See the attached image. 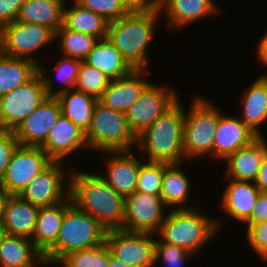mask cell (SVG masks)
Masks as SVG:
<instances>
[{"label":"cell","mask_w":267,"mask_h":267,"mask_svg":"<svg viewBox=\"0 0 267 267\" xmlns=\"http://www.w3.org/2000/svg\"><path fill=\"white\" fill-rule=\"evenodd\" d=\"M82 61L78 59L73 58H67V57H61L59 62L54 66V70L56 71L57 79L62 82L61 88H58V90H55L53 87V77H49V75H45L46 68L44 69V66L41 65V63L38 65V72L42 77L43 84L45 86V89L49 96L56 97L57 95L69 91L75 87L78 73H79V67L81 65Z\"/></svg>","instance_id":"cell-33"},{"label":"cell","mask_w":267,"mask_h":267,"mask_svg":"<svg viewBox=\"0 0 267 267\" xmlns=\"http://www.w3.org/2000/svg\"><path fill=\"white\" fill-rule=\"evenodd\" d=\"M131 9L143 7L150 0H123Z\"/></svg>","instance_id":"cell-47"},{"label":"cell","mask_w":267,"mask_h":267,"mask_svg":"<svg viewBox=\"0 0 267 267\" xmlns=\"http://www.w3.org/2000/svg\"><path fill=\"white\" fill-rule=\"evenodd\" d=\"M179 99L137 137V148L142 155L146 154L142 159L168 164L181 163L185 160L183 152L185 109Z\"/></svg>","instance_id":"cell-3"},{"label":"cell","mask_w":267,"mask_h":267,"mask_svg":"<svg viewBox=\"0 0 267 267\" xmlns=\"http://www.w3.org/2000/svg\"><path fill=\"white\" fill-rule=\"evenodd\" d=\"M66 0H26L16 21L34 23L56 33L63 26Z\"/></svg>","instance_id":"cell-27"},{"label":"cell","mask_w":267,"mask_h":267,"mask_svg":"<svg viewBox=\"0 0 267 267\" xmlns=\"http://www.w3.org/2000/svg\"><path fill=\"white\" fill-rule=\"evenodd\" d=\"M39 207L19 195H7L3 205L1 229L3 233L31 239Z\"/></svg>","instance_id":"cell-22"},{"label":"cell","mask_w":267,"mask_h":267,"mask_svg":"<svg viewBox=\"0 0 267 267\" xmlns=\"http://www.w3.org/2000/svg\"><path fill=\"white\" fill-rule=\"evenodd\" d=\"M26 0H0V29L17 20L20 9Z\"/></svg>","instance_id":"cell-42"},{"label":"cell","mask_w":267,"mask_h":267,"mask_svg":"<svg viewBox=\"0 0 267 267\" xmlns=\"http://www.w3.org/2000/svg\"><path fill=\"white\" fill-rule=\"evenodd\" d=\"M208 100L196 96L192 100L188 113L185 111L183 138L185 160L194 158L196 160V158L206 155L213 158L215 131L221 111L216 107L217 105Z\"/></svg>","instance_id":"cell-6"},{"label":"cell","mask_w":267,"mask_h":267,"mask_svg":"<svg viewBox=\"0 0 267 267\" xmlns=\"http://www.w3.org/2000/svg\"><path fill=\"white\" fill-rule=\"evenodd\" d=\"M194 255L182 247L165 243L158 238L155 241V264L160 262L165 267H183L190 256Z\"/></svg>","instance_id":"cell-39"},{"label":"cell","mask_w":267,"mask_h":267,"mask_svg":"<svg viewBox=\"0 0 267 267\" xmlns=\"http://www.w3.org/2000/svg\"><path fill=\"white\" fill-rule=\"evenodd\" d=\"M52 162L41 147L19 145L12 154L0 188L7 195H20Z\"/></svg>","instance_id":"cell-11"},{"label":"cell","mask_w":267,"mask_h":267,"mask_svg":"<svg viewBox=\"0 0 267 267\" xmlns=\"http://www.w3.org/2000/svg\"><path fill=\"white\" fill-rule=\"evenodd\" d=\"M149 70H133L125 77L111 80L98 101L105 107L125 113L150 84Z\"/></svg>","instance_id":"cell-19"},{"label":"cell","mask_w":267,"mask_h":267,"mask_svg":"<svg viewBox=\"0 0 267 267\" xmlns=\"http://www.w3.org/2000/svg\"><path fill=\"white\" fill-rule=\"evenodd\" d=\"M84 62L116 80L130 74L134 69L107 39L98 40Z\"/></svg>","instance_id":"cell-28"},{"label":"cell","mask_w":267,"mask_h":267,"mask_svg":"<svg viewBox=\"0 0 267 267\" xmlns=\"http://www.w3.org/2000/svg\"><path fill=\"white\" fill-rule=\"evenodd\" d=\"M71 1V7H64L63 25L69 30L94 36L98 40L106 38L109 22L99 14Z\"/></svg>","instance_id":"cell-31"},{"label":"cell","mask_w":267,"mask_h":267,"mask_svg":"<svg viewBox=\"0 0 267 267\" xmlns=\"http://www.w3.org/2000/svg\"><path fill=\"white\" fill-rule=\"evenodd\" d=\"M56 98L60 104L61 114L86 133L90 128L93 110L98 99L76 88L63 92Z\"/></svg>","instance_id":"cell-30"},{"label":"cell","mask_w":267,"mask_h":267,"mask_svg":"<svg viewBox=\"0 0 267 267\" xmlns=\"http://www.w3.org/2000/svg\"><path fill=\"white\" fill-rule=\"evenodd\" d=\"M254 184L260 190V192H267V155L262 161Z\"/></svg>","instance_id":"cell-44"},{"label":"cell","mask_w":267,"mask_h":267,"mask_svg":"<svg viewBox=\"0 0 267 267\" xmlns=\"http://www.w3.org/2000/svg\"><path fill=\"white\" fill-rule=\"evenodd\" d=\"M161 196L135 191L125 198L123 230L157 233L166 218Z\"/></svg>","instance_id":"cell-14"},{"label":"cell","mask_w":267,"mask_h":267,"mask_svg":"<svg viewBox=\"0 0 267 267\" xmlns=\"http://www.w3.org/2000/svg\"><path fill=\"white\" fill-rule=\"evenodd\" d=\"M61 114L56 97L48 96L15 130L21 146L41 147Z\"/></svg>","instance_id":"cell-15"},{"label":"cell","mask_w":267,"mask_h":267,"mask_svg":"<svg viewBox=\"0 0 267 267\" xmlns=\"http://www.w3.org/2000/svg\"><path fill=\"white\" fill-rule=\"evenodd\" d=\"M2 233H3V230H2L1 227H0V239H1V235H2Z\"/></svg>","instance_id":"cell-49"},{"label":"cell","mask_w":267,"mask_h":267,"mask_svg":"<svg viewBox=\"0 0 267 267\" xmlns=\"http://www.w3.org/2000/svg\"><path fill=\"white\" fill-rule=\"evenodd\" d=\"M248 88L241 98L243 109L239 118L253 134L263 137L260 129L267 122V77L260 75Z\"/></svg>","instance_id":"cell-25"},{"label":"cell","mask_w":267,"mask_h":267,"mask_svg":"<svg viewBox=\"0 0 267 267\" xmlns=\"http://www.w3.org/2000/svg\"><path fill=\"white\" fill-rule=\"evenodd\" d=\"M154 235L152 232L115 229L106 232L105 243L116 258L131 267H154Z\"/></svg>","instance_id":"cell-10"},{"label":"cell","mask_w":267,"mask_h":267,"mask_svg":"<svg viewBox=\"0 0 267 267\" xmlns=\"http://www.w3.org/2000/svg\"><path fill=\"white\" fill-rule=\"evenodd\" d=\"M78 5L89 9L108 22H113L126 15L131 8L123 0H73Z\"/></svg>","instance_id":"cell-38"},{"label":"cell","mask_w":267,"mask_h":267,"mask_svg":"<svg viewBox=\"0 0 267 267\" xmlns=\"http://www.w3.org/2000/svg\"><path fill=\"white\" fill-rule=\"evenodd\" d=\"M229 183L222 193L220 206L229 217L245 223L256 203L260 190L254 182L225 179Z\"/></svg>","instance_id":"cell-23"},{"label":"cell","mask_w":267,"mask_h":267,"mask_svg":"<svg viewBox=\"0 0 267 267\" xmlns=\"http://www.w3.org/2000/svg\"><path fill=\"white\" fill-rule=\"evenodd\" d=\"M62 167V162L53 161L28 184L19 196L39 208L65 201L70 196L71 172L66 173L67 171ZM64 181L67 183L65 184Z\"/></svg>","instance_id":"cell-13"},{"label":"cell","mask_w":267,"mask_h":267,"mask_svg":"<svg viewBox=\"0 0 267 267\" xmlns=\"http://www.w3.org/2000/svg\"><path fill=\"white\" fill-rule=\"evenodd\" d=\"M267 221V192H259L252 214L245 222L246 230L253 224Z\"/></svg>","instance_id":"cell-43"},{"label":"cell","mask_w":267,"mask_h":267,"mask_svg":"<svg viewBox=\"0 0 267 267\" xmlns=\"http://www.w3.org/2000/svg\"><path fill=\"white\" fill-rule=\"evenodd\" d=\"M85 138L89 149L103 154L104 151L132 150V146H137V137L130 129L125 113L105 107L99 101Z\"/></svg>","instance_id":"cell-7"},{"label":"cell","mask_w":267,"mask_h":267,"mask_svg":"<svg viewBox=\"0 0 267 267\" xmlns=\"http://www.w3.org/2000/svg\"><path fill=\"white\" fill-rule=\"evenodd\" d=\"M181 163H165V170L162 179V190L160 196L166 207H174V210L192 209L184 206L189 201L191 191V181L187 173L182 169Z\"/></svg>","instance_id":"cell-29"},{"label":"cell","mask_w":267,"mask_h":267,"mask_svg":"<svg viewBox=\"0 0 267 267\" xmlns=\"http://www.w3.org/2000/svg\"><path fill=\"white\" fill-rule=\"evenodd\" d=\"M166 86V84L157 86L150 83L125 112L129 127L136 137L150 127L179 98L176 90Z\"/></svg>","instance_id":"cell-12"},{"label":"cell","mask_w":267,"mask_h":267,"mask_svg":"<svg viewBox=\"0 0 267 267\" xmlns=\"http://www.w3.org/2000/svg\"><path fill=\"white\" fill-rule=\"evenodd\" d=\"M257 58L260 60L262 65L267 66V32L261 37L259 42L257 43Z\"/></svg>","instance_id":"cell-45"},{"label":"cell","mask_w":267,"mask_h":267,"mask_svg":"<svg viewBox=\"0 0 267 267\" xmlns=\"http://www.w3.org/2000/svg\"><path fill=\"white\" fill-rule=\"evenodd\" d=\"M64 267H109V247L104 242L93 248L67 254L57 265Z\"/></svg>","instance_id":"cell-35"},{"label":"cell","mask_w":267,"mask_h":267,"mask_svg":"<svg viewBox=\"0 0 267 267\" xmlns=\"http://www.w3.org/2000/svg\"><path fill=\"white\" fill-rule=\"evenodd\" d=\"M55 41V33L48 27L15 21L0 29V47L3 55L40 62L32 55Z\"/></svg>","instance_id":"cell-8"},{"label":"cell","mask_w":267,"mask_h":267,"mask_svg":"<svg viewBox=\"0 0 267 267\" xmlns=\"http://www.w3.org/2000/svg\"><path fill=\"white\" fill-rule=\"evenodd\" d=\"M221 226L216 217H207L198 209H171L155 236L196 255L210 239H214Z\"/></svg>","instance_id":"cell-5"},{"label":"cell","mask_w":267,"mask_h":267,"mask_svg":"<svg viewBox=\"0 0 267 267\" xmlns=\"http://www.w3.org/2000/svg\"><path fill=\"white\" fill-rule=\"evenodd\" d=\"M41 148L52 161L60 162H63L75 151L89 149L85 132L62 114L49 130Z\"/></svg>","instance_id":"cell-16"},{"label":"cell","mask_w":267,"mask_h":267,"mask_svg":"<svg viewBox=\"0 0 267 267\" xmlns=\"http://www.w3.org/2000/svg\"><path fill=\"white\" fill-rule=\"evenodd\" d=\"M145 161V162H143ZM165 162L142 160L136 191L160 196Z\"/></svg>","instance_id":"cell-37"},{"label":"cell","mask_w":267,"mask_h":267,"mask_svg":"<svg viewBox=\"0 0 267 267\" xmlns=\"http://www.w3.org/2000/svg\"><path fill=\"white\" fill-rule=\"evenodd\" d=\"M72 203V198L69 196L56 205L39 208L31 240L42 254L56 242L65 211Z\"/></svg>","instance_id":"cell-26"},{"label":"cell","mask_w":267,"mask_h":267,"mask_svg":"<svg viewBox=\"0 0 267 267\" xmlns=\"http://www.w3.org/2000/svg\"><path fill=\"white\" fill-rule=\"evenodd\" d=\"M167 17V27L180 30L189 23L220 12L214 0H153ZM175 29V30H174Z\"/></svg>","instance_id":"cell-18"},{"label":"cell","mask_w":267,"mask_h":267,"mask_svg":"<svg viewBox=\"0 0 267 267\" xmlns=\"http://www.w3.org/2000/svg\"><path fill=\"white\" fill-rule=\"evenodd\" d=\"M110 82L107 75L82 61L74 88L99 99Z\"/></svg>","instance_id":"cell-36"},{"label":"cell","mask_w":267,"mask_h":267,"mask_svg":"<svg viewBox=\"0 0 267 267\" xmlns=\"http://www.w3.org/2000/svg\"><path fill=\"white\" fill-rule=\"evenodd\" d=\"M246 239L254 254L267 262V221L251 225L246 230Z\"/></svg>","instance_id":"cell-40"},{"label":"cell","mask_w":267,"mask_h":267,"mask_svg":"<svg viewBox=\"0 0 267 267\" xmlns=\"http://www.w3.org/2000/svg\"><path fill=\"white\" fill-rule=\"evenodd\" d=\"M19 145L14 130L0 129V185L12 154Z\"/></svg>","instance_id":"cell-41"},{"label":"cell","mask_w":267,"mask_h":267,"mask_svg":"<svg viewBox=\"0 0 267 267\" xmlns=\"http://www.w3.org/2000/svg\"><path fill=\"white\" fill-rule=\"evenodd\" d=\"M257 138L255 134L237 116L221 113L215 131L213 159L225 160L238 149L248 146Z\"/></svg>","instance_id":"cell-20"},{"label":"cell","mask_w":267,"mask_h":267,"mask_svg":"<svg viewBox=\"0 0 267 267\" xmlns=\"http://www.w3.org/2000/svg\"><path fill=\"white\" fill-rule=\"evenodd\" d=\"M55 39H61L60 51L64 57L80 61L87 58L98 41L94 36L69 30L64 25L55 33Z\"/></svg>","instance_id":"cell-34"},{"label":"cell","mask_w":267,"mask_h":267,"mask_svg":"<svg viewBox=\"0 0 267 267\" xmlns=\"http://www.w3.org/2000/svg\"><path fill=\"white\" fill-rule=\"evenodd\" d=\"M132 151H104L105 154L108 153L109 155L110 153L109 158L105 161L107 175H100L115 191L125 198L136 191L138 173L142 162V159L139 160V157L137 158Z\"/></svg>","instance_id":"cell-17"},{"label":"cell","mask_w":267,"mask_h":267,"mask_svg":"<svg viewBox=\"0 0 267 267\" xmlns=\"http://www.w3.org/2000/svg\"><path fill=\"white\" fill-rule=\"evenodd\" d=\"M38 72L31 60L14 58L0 52V97L23 85Z\"/></svg>","instance_id":"cell-32"},{"label":"cell","mask_w":267,"mask_h":267,"mask_svg":"<svg viewBox=\"0 0 267 267\" xmlns=\"http://www.w3.org/2000/svg\"><path fill=\"white\" fill-rule=\"evenodd\" d=\"M106 232L91 215L72 203L65 211L56 242L43 254L45 265L55 267L67 254L103 244Z\"/></svg>","instance_id":"cell-4"},{"label":"cell","mask_w":267,"mask_h":267,"mask_svg":"<svg viewBox=\"0 0 267 267\" xmlns=\"http://www.w3.org/2000/svg\"><path fill=\"white\" fill-rule=\"evenodd\" d=\"M109 267H131L120 259L116 258L109 250Z\"/></svg>","instance_id":"cell-46"},{"label":"cell","mask_w":267,"mask_h":267,"mask_svg":"<svg viewBox=\"0 0 267 267\" xmlns=\"http://www.w3.org/2000/svg\"><path fill=\"white\" fill-rule=\"evenodd\" d=\"M266 138L257 137L248 146L230 154L224 161L227 169L224 172L226 179L254 182L267 155Z\"/></svg>","instance_id":"cell-21"},{"label":"cell","mask_w":267,"mask_h":267,"mask_svg":"<svg viewBox=\"0 0 267 267\" xmlns=\"http://www.w3.org/2000/svg\"><path fill=\"white\" fill-rule=\"evenodd\" d=\"M161 14L157 4L150 0L143 7L131 9L108 24L106 38L134 70H146L150 63L148 46Z\"/></svg>","instance_id":"cell-1"},{"label":"cell","mask_w":267,"mask_h":267,"mask_svg":"<svg viewBox=\"0 0 267 267\" xmlns=\"http://www.w3.org/2000/svg\"><path fill=\"white\" fill-rule=\"evenodd\" d=\"M6 197H7V194L0 188V227H1V224H2L3 205H4Z\"/></svg>","instance_id":"cell-48"},{"label":"cell","mask_w":267,"mask_h":267,"mask_svg":"<svg viewBox=\"0 0 267 267\" xmlns=\"http://www.w3.org/2000/svg\"><path fill=\"white\" fill-rule=\"evenodd\" d=\"M39 72L0 97V129L15 130L47 97Z\"/></svg>","instance_id":"cell-9"},{"label":"cell","mask_w":267,"mask_h":267,"mask_svg":"<svg viewBox=\"0 0 267 267\" xmlns=\"http://www.w3.org/2000/svg\"><path fill=\"white\" fill-rule=\"evenodd\" d=\"M46 267L43 254L27 237L2 233L0 239V267Z\"/></svg>","instance_id":"cell-24"},{"label":"cell","mask_w":267,"mask_h":267,"mask_svg":"<svg viewBox=\"0 0 267 267\" xmlns=\"http://www.w3.org/2000/svg\"><path fill=\"white\" fill-rule=\"evenodd\" d=\"M70 196L79 209L91 215L107 231L122 229L125 220V197L115 191L99 174L71 171Z\"/></svg>","instance_id":"cell-2"}]
</instances>
